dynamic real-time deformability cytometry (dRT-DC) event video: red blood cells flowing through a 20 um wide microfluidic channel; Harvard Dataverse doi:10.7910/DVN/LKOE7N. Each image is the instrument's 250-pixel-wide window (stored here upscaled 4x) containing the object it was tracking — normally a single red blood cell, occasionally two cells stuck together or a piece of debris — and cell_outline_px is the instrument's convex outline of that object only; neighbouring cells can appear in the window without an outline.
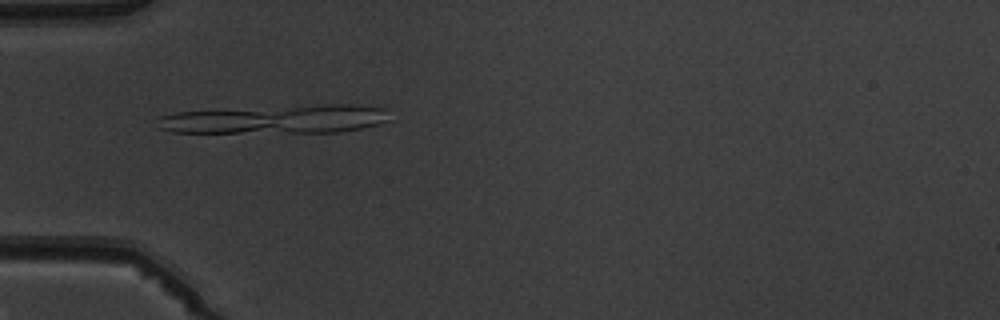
{"species": "common noctule bat (a hibernating species)", "species_latin": "Nyctalus noctula", "temperature_condition": "warm", "stored_images_in_passage": 5, "camera_frame_rate_fps": 3000, "um_per_image_px": 0.085, "animal": {"sex": "male", "body_mass_g": 19.5, "forearm_length_mm": 54.6}, "frame": {"image": 1, "passage_image": 5, "time_ms": 4.667, "image_size_px": [1000, 320], "cell_outline_px": [[392, 120], [380, 124], [340, 132], [172, 132], [156, 128], [160, 116], [176, 112], [328, 104], [352, 104], [388, 108]], "centroid_in_image_um": [23.57, 10.14], "position_along_channel_um": 61.4, "area_um2": 38.61}}